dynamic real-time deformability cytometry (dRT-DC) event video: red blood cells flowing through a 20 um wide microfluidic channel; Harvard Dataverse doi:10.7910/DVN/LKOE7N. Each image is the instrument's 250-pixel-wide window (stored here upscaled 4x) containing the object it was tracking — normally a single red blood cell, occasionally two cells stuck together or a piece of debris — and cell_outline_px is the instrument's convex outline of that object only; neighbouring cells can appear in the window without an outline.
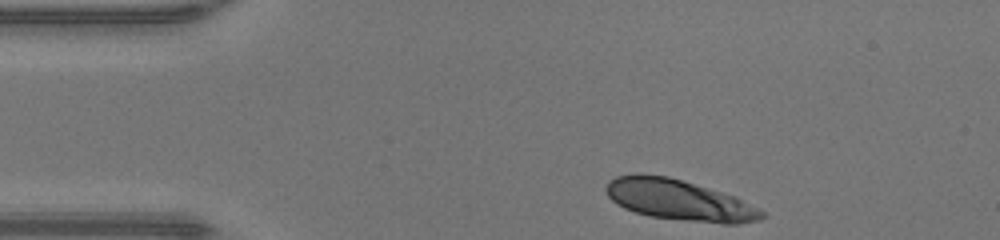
{"species": "human", "species_latin": "Homo sapiens", "temperature_condition": "warm", "stored_images_in_passage": 33, "camera_frame_rate_fps": 3000, "um_per_image_px": 0.085, "donor": {"sex": "male"}, "frame": {"image": 1, "passage_image": 1, "time_ms": 0.0, "image_size_px": [1000, 240], "cell_outline_px": [[764, 216], [760, 220], [736, 224], [724, 224], [652, 216], [636, 212], [624, 208], [616, 204], [608, 196], [604, 188], [608, 180], [616, 176], [636, 172], [640, 172], [668, 176], [736, 196], [764, 212]], "centroid_in_image_um": [57.67, 16.97], "position_along_channel_um": 27.3, "area_um2": 37.05}}
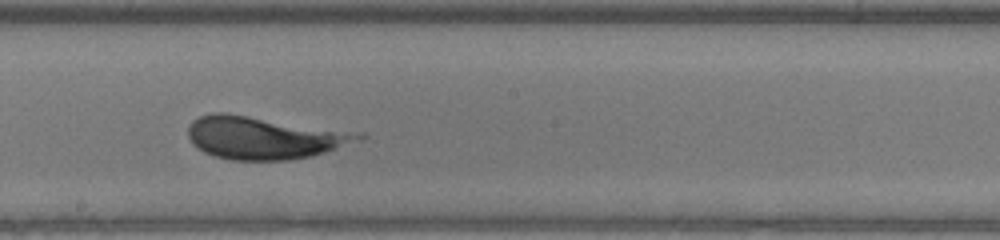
{"frame": {"image": 2, "passage_image": 19, "time_ms": 6.0, "image_size_px": [1000, 240], "cell_outline_px": [[368, 136], [360, 140], [312, 156], [288, 160], [232, 160], [216, 156], [204, 152], [192, 144], [188, 136], [188, 128], [192, 120], [200, 116], [212, 112], [228, 112], [364, 132]], "centroid_in_image_um": [22.48, 11.67], "position_along_channel_um": 225.7, "area_um2": 42.95}}
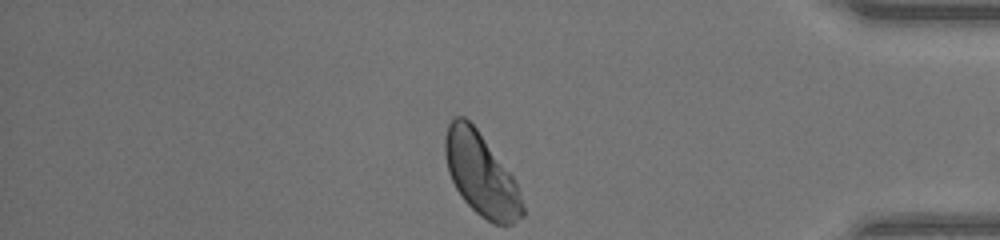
{"frame": {"image": 3, "passage_image": 33, "time_ms": 10.667, "image_size_px": [1000, 240], "cell_outline_px": [[524, 216], [512, 224], [492, 224], [480, 216], [464, 200], [456, 188], [448, 172], [444, 156], [444, 136], [448, 124], [456, 116], [464, 116], [476, 128], [512, 176], [516, 184], [524, 208]], "centroid_in_image_um": [40.86, 14.83], "position_along_channel_um": 394.3, "area_um2": 36.88}}